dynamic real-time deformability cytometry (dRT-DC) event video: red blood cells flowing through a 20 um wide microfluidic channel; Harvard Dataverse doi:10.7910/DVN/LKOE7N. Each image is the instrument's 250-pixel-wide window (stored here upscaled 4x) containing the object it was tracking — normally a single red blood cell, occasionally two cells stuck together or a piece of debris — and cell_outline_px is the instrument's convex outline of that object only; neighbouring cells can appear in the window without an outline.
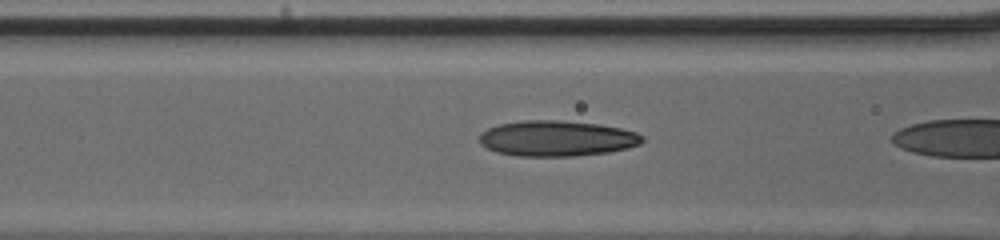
{"species": "human", "species_latin": "Homo sapiens", "temperature_condition": "cold", "stored_images_in_passage": 20, "segment_of_instrument_passage": [2, 2], "camera_frame_rate_fps": 3000, "um_per_image_px": 0.085, "donor": {"sex": "male"}, "frame": {"image": 1, "passage_image": 19, "time_ms": 6.0, "image_size_px": [1000, 240], "cell_outline_px": [[644, 140], [640, 144], [628, 148], [608, 152], [572, 156], [516, 156], [496, 152], [480, 144], [480, 132], [488, 128], [500, 124], [524, 120], [560, 120], [600, 124], [620, 128], [636, 132], [644, 136]], "centroid_in_image_um": [47.34, 11.76], "position_along_channel_um": 119.3, "area_um2": 33.93}}